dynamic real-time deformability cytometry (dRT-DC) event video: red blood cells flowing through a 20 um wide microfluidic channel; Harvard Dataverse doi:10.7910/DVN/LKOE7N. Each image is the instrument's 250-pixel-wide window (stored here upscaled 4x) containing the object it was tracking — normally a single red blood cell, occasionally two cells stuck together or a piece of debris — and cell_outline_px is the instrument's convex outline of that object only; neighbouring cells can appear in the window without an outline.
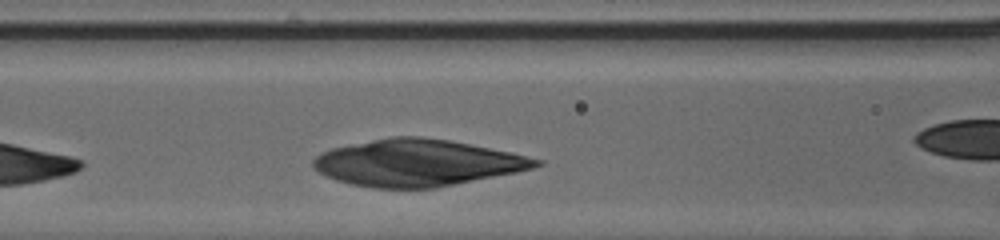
{"species": "human", "species_latin": "Homo sapiens", "temperature_condition": "cold", "stored_images_in_passage": 39, "segment_of_instrument_passage": [2, 2], "camera_frame_rate_fps": 3000, "um_per_image_px": 0.085, "donor": {"sex": "male"}, "frame": {"image": 1, "passage_image": 21, "time_ms": 6.667, "image_size_px": [1000, 240], "cell_outline_px": [[544, 164], [532, 168], [516, 172], [432, 188], [372, 188], [352, 184], [336, 180], [312, 168], [312, 160], [316, 156], [332, 148], [392, 136], [420, 136], [448, 140], [508, 152], [544, 160]], "centroid_in_image_um": [35.44, 13.84], "position_along_channel_um": 131.2, "area_um2": 59.88}}
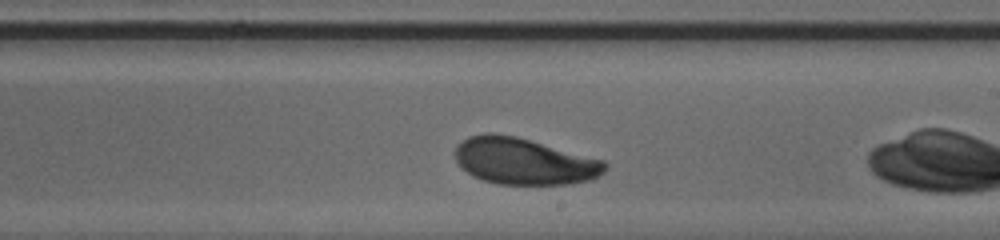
{"frame": {"image": 2, "passage_image": 27, "time_ms": 8.667, "image_size_px": [1000, 240], "cell_outline_px": [[608, 168], [600, 176], [592, 180], [572, 184], [496, 184], [472, 176], [456, 160], [452, 152], [456, 144], [468, 136], [484, 132], [492, 132], [516, 136], [604, 160], [608, 164]], "centroid_in_image_um": [44.54, 13.69], "position_along_channel_um": 244.5, "area_um2": 41.15}}
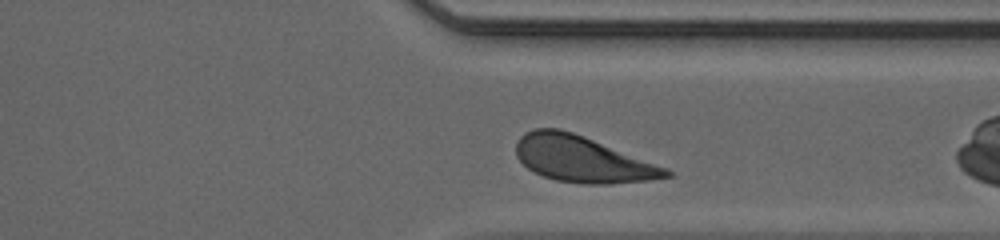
{"frame": {"image": 3, "passage_image": 36, "time_ms": 11.667, "image_size_px": [1000, 240], "cell_outline_px": [[672, 176], [648, 180], [608, 184], [584, 184], [556, 180], [544, 176], [528, 168], [516, 156], [516, 144], [520, 136], [524, 132], [536, 128], [560, 128], [584, 136], [664, 168], [672, 172]], "centroid_in_image_um": [49.43, 13.52], "position_along_channel_um": 362.0, "area_um2": 39.59}}